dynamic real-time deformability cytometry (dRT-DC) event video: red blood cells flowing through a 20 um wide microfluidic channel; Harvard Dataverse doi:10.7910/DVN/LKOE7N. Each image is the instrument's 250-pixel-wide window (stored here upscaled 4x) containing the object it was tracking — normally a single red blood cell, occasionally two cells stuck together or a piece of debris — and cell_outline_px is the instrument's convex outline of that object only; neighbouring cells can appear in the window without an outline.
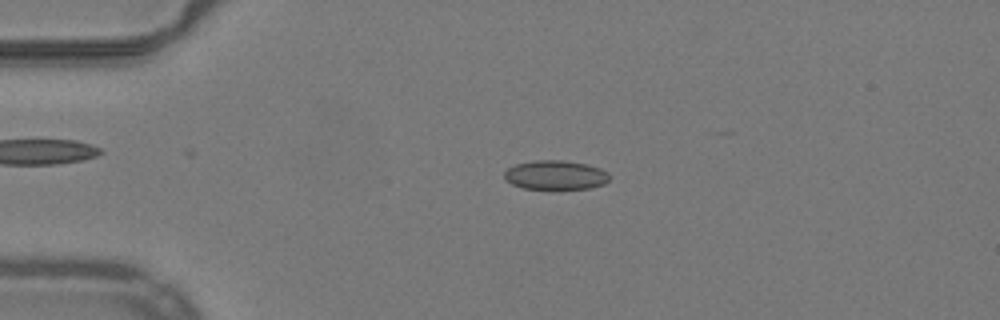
{"species": "common noctule bat (a hibernating species)", "species_latin": "Nyctalus noctula", "temperature_condition": "warm", "stored_images_in_passage": 52, "camera_frame_rate_fps": 3000, "um_per_image_px": 0.085, "animal": {"sex": "male", "body_mass_g": 19.2, "forearm_length_mm": 51.8}, "frame": {"image": 1, "passage_image": 12, "time_ms": 3.667, "image_size_px": [1000, 320], "cell_outline_px": [[612, 176], [604, 184], [592, 188], [524, 188], [512, 184], [504, 180], [504, 172], [508, 168], [516, 164], [536, 160], [564, 160], [588, 164], [600, 168], [608, 172]], "centroid_in_image_um": [47.24, 14.86], "position_along_channel_um": 37.8, "area_um2": 17.92}}
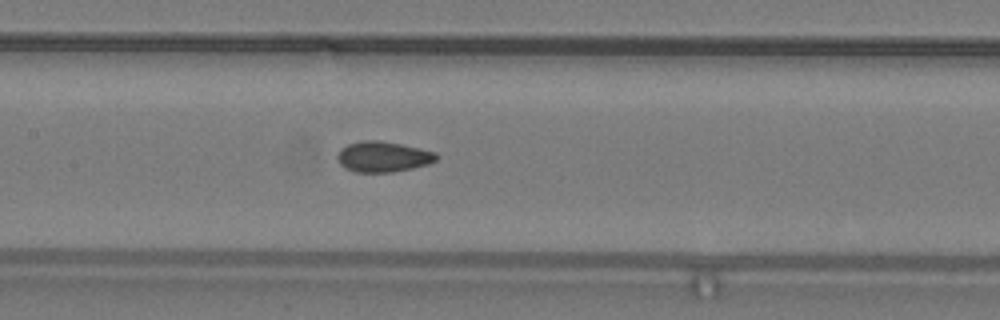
{"frame": {"image": 2, "passage_image": 25, "time_ms": 8.0, "image_size_px": [1000, 320], "cell_outline_px": [[440, 156], [436, 160], [428, 164], [412, 168], [392, 172], [356, 172], [344, 168], [336, 160], [336, 156], [340, 148], [348, 144], [364, 140], [380, 140], [420, 148], [436, 152]], "centroid_in_image_um": [32.54, 13.32], "position_along_channel_um": 174.9, "area_um2": 17.8}}
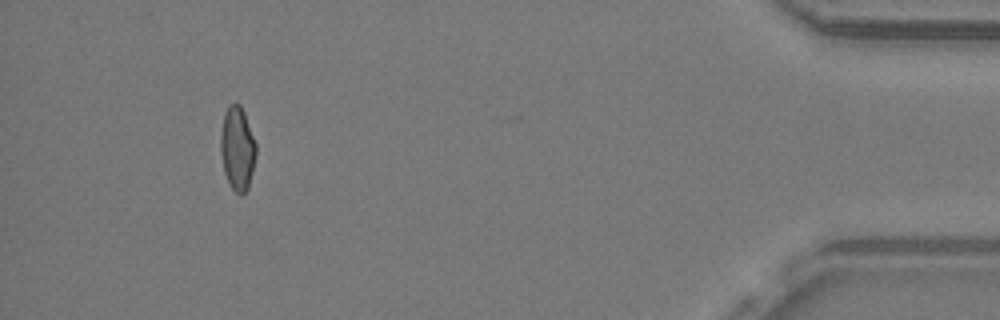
{"frame": {"image": 3, "passage_image": 48, "time_ms": 15.667, "image_size_px": [1000, 320], "cell_outline_px": [[256, 156], [248, 188], [240, 196], [232, 188], [224, 172], [220, 152], [220, 136], [224, 116], [228, 108], [232, 104], [240, 104], [244, 112], [256, 144]], "centroid_in_image_um": [20.18, 12.64], "position_along_channel_um": 415.0, "area_um2": 17.05}, "authors_computed_cell_mechanics": {"area_um2": 17.4556, "velocity_mm_per_s": 4.0009, "shape_relaxation_time_tau1_ms": null, "shape_relaxation_time_tau2_ms": 1.2162, "deformation_change_tau1": null, "deformation_change_tau2": 0.0567}}